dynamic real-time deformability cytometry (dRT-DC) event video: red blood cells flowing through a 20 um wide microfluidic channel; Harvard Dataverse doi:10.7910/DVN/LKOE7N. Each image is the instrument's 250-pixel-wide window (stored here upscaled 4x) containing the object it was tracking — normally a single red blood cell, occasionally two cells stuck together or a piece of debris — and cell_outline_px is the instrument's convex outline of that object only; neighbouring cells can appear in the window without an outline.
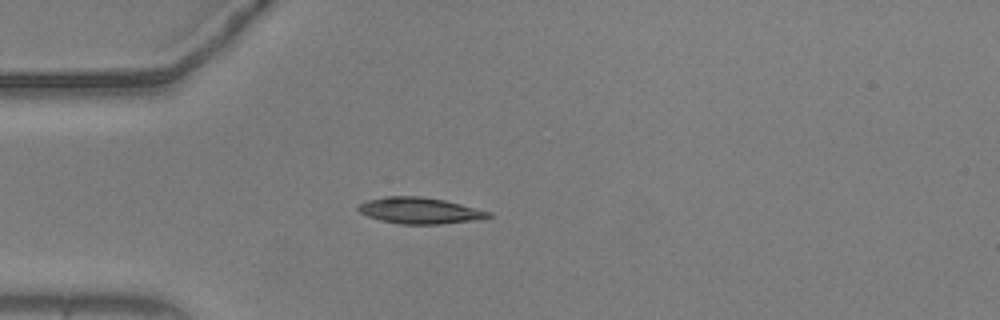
{"species": "common noctule bat (a hibernating species)", "species_latin": "Nyctalus noctula", "temperature_condition": "warm", "stored_images_in_passage": 6, "camera_frame_rate_fps": 3000, "um_per_image_px": 0.085, "animal": {"sex": "male", "body_mass_g": 20.5, "forearm_length_mm": 52.5}, "frame": {"image": 1, "passage_image": 1, "time_ms": 0.0, "image_size_px": [1000, 320], "cell_outline_px": [[492, 216], [472, 220], [440, 224], [400, 224], [380, 220], [368, 216], [360, 212], [356, 208], [360, 204], [368, 200], [384, 196], [420, 196], [444, 200], [492, 212]], "centroid_in_image_um": [35.65, 17.89], "position_along_channel_um": 49.4, "area_um2": 19.71}}
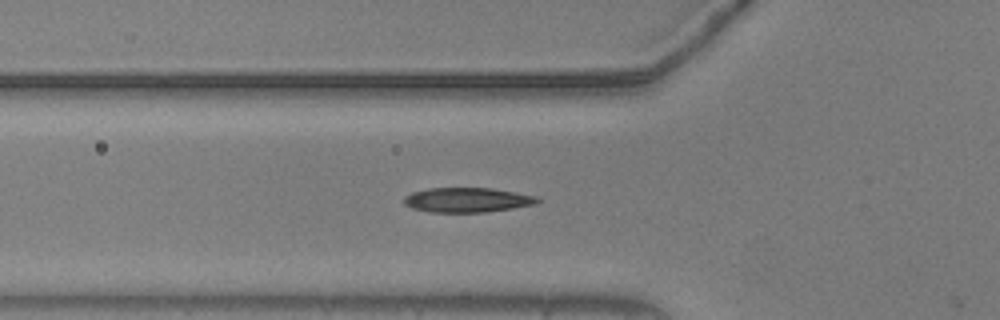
{"frame": {"image": 2, "passage_image": 5, "time_ms": 1.333, "image_size_px": [1000, 320], "cell_outline_px": [[540, 200], [536, 204], [512, 208], [484, 212], [428, 212], [412, 208], [404, 204], [400, 200], [404, 196], [412, 192], [428, 188], [492, 188], [536, 196]], "centroid_in_image_um": [39.65, 16.99], "position_along_channel_um": 86.2, "area_um2": 19.25}}